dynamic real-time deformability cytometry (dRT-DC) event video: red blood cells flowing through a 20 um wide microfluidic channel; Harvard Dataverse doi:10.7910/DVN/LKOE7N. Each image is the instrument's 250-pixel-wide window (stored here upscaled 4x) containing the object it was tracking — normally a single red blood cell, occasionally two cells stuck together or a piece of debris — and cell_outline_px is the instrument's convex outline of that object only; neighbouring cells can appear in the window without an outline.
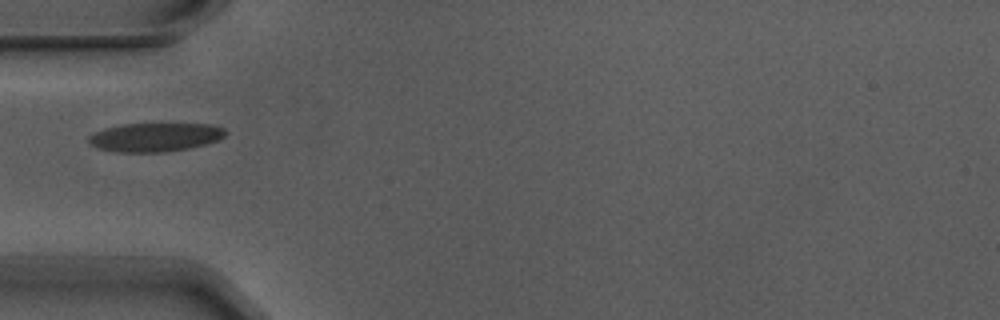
{"species": "Egyptian fruit bat (a non-hibernating species)", "species_latin": "Rousettus aegyptiacus", "temperature_condition": "warm", "stored_images_in_passage": 5, "camera_frame_rate_fps": 3000, "um_per_image_px": 0.085, "animal": {"sex": "male"}, "frame": {"image": 1, "passage_image": 2, "time_ms": 0.333, "image_size_px": [1000, 320], "cell_outline_px": [[228, 132], [224, 136], [216, 140], [204, 144], [188, 148], [160, 152], [116, 152], [100, 148], [88, 144], [88, 136], [92, 132], [104, 128], [124, 124], [212, 124], [224, 128]], "centroid_in_image_um": [13.14, 11.65], "position_along_channel_um": 71.9, "area_um2": 22.83}}
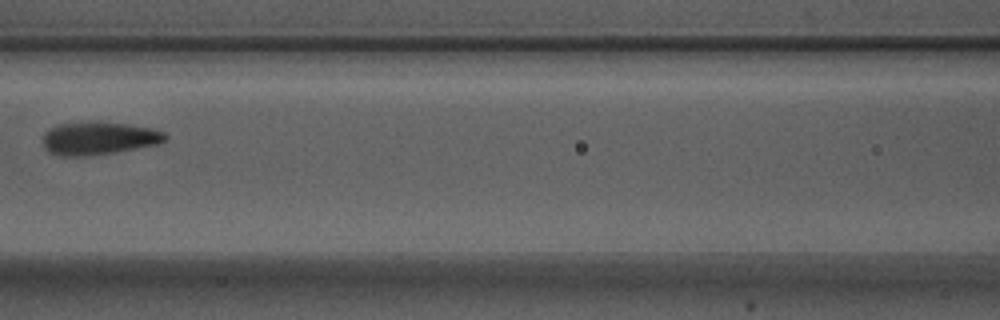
{"frame": {"image": 2, "passage_image": 4, "time_ms": 1.0, "image_size_px": [1000, 320], "cell_outline_px": [[168, 136], [160, 144], [116, 152], [84, 156], [56, 156], [48, 152], [44, 148], [44, 132], [48, 128], [56, 124], [100, 120], [152, 128], [164, 132]], "centroid_in_image_um": [8.37, 11.74], "position_along_channel_um": 158.2, "area_um2": 23.99}}
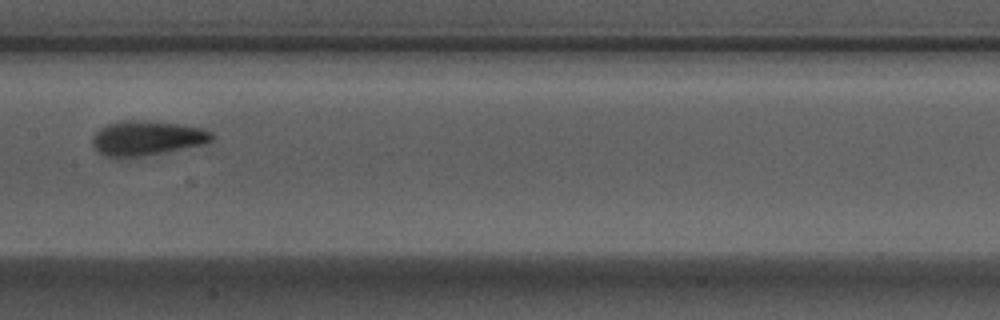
{"frame": {"image": 3, "passage_image": 5, "time_ms": 1.333, "image_size_px": [1000, 320], "cell_outline_px": [[212, 140], [204, 144], [124, 160], [112, 160], [104, 156], [92, 144], [92, 140], [96, 132], [100, 128], [108, 124], [120, 120], [148, 120], [176, 124], [200, 128], [212, 132]], "centroid_in_image_um": [12.41, 11.77], "position_along_channel_um": 195.0, "area_um2": 24.45}}